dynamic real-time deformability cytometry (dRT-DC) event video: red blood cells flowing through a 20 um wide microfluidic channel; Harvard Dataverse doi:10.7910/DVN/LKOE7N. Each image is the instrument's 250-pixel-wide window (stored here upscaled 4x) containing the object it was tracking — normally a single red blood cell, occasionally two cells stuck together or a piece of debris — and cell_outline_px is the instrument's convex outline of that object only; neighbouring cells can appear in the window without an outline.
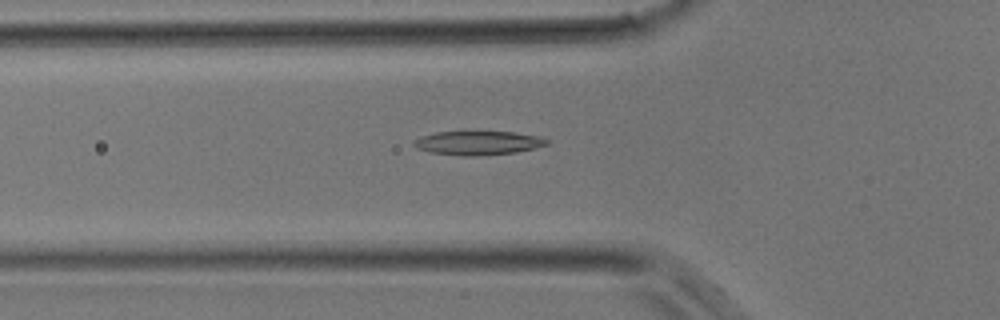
{"species": "common noctule bat (a hibernating species)", "species_latin": "Nyctalus noctula", "temperature_condition": "room temperature", "stored_images_in_passage": 22, "camera_frame_rate_fps": 3000, "um_per_image_px": 0.085, "animal": {"sex": "male", "body_mass_g": 17.9}, "frame": {"image": 1, "passage_image": 2, "time_ms": 0.333, "image_size_px": [1000, 320], "cell_outline_px": [[548, 144], [516, 152], [476, 156], [460, 156], [428, 152], [416, 148], [412, 144], [420, 136], [436, 132], [516, 132], [540, 136], [548, 140]], "centroid_in_image_um": [40.6, 12.15], "position_along_channel_um": 85.2, "area_um2": 18.5}}
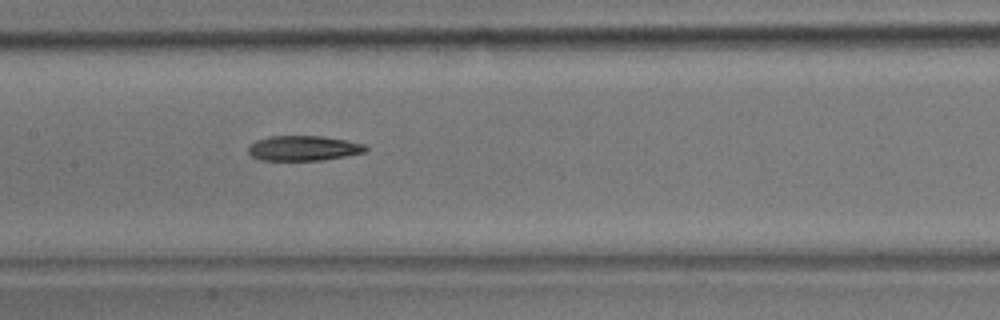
{"frame": {"image": 2, "passage_image": 7, "time_ms": 2.0, "image_size_px": [1000, 320], "cell_outline_px": [[368, 148], [364, 152], [324, 160], [260, 160], [252, 156], [248, 152], [248, 144], [256, 140], [268, 136], [324, 136], [364, 144]], "centroid_in_image_um": [25.74, 12.59], "position_along_channel_um": 181.7, "area_um2": 17.11}}
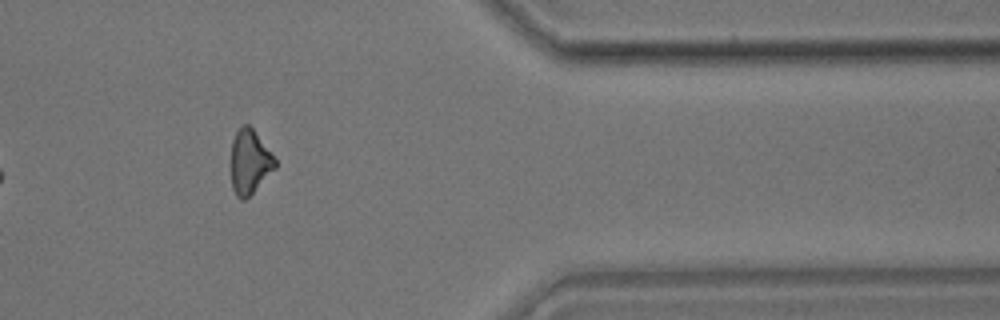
{"frame": {"image": 3, "passage_image": 19, "time_ms": 6.0, "image_size_px": [1000, 320], "cell_outline_px": [[276, 168], [244, 200], [240, 200], [236, 196], [232, 188], [232, 140], [236, 132], [244, 124], [248, 124], [252, 128], [276, 160]], "centroid_in_image_um": [21.21, 13.77], "position_along_channel_um": 390.2, "area_um2": 16.07}}